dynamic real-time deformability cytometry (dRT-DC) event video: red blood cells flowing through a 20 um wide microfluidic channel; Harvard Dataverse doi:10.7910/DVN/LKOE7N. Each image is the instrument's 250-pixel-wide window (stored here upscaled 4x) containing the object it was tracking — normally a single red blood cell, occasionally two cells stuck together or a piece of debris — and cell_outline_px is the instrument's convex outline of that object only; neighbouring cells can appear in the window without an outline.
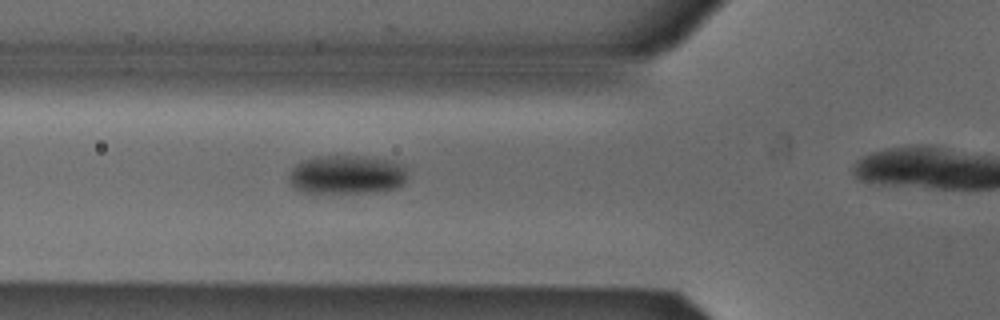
{"species": "Egyptian fruit bat (a non-hibernating species)", "species_latin": "Rousettus aegyptiacus", "temperature_condition": "cold", "stored_images_in_passage": 4, "camera_frame_rate_fps": 3000, "um_per_image_px": 0.085, "animal": {"sex": "male"}, "frame": {"image": 1, "passage_image": 3, "time_ms": 0.667, "image_size_px": [1000, 320], "cell_outline_px": [[404, 184], [400, 188], [384, 192], [308, 196], [292, 188], [288, 180], [288, 172], [296, 164], [312, 156], [360, 156], [392, 160], [400, 164], [404, 168]], "centroid_in_image_um": [29.37, 14.92], "position_along_channel_um": 96.4, "area_um2": 28.38}}